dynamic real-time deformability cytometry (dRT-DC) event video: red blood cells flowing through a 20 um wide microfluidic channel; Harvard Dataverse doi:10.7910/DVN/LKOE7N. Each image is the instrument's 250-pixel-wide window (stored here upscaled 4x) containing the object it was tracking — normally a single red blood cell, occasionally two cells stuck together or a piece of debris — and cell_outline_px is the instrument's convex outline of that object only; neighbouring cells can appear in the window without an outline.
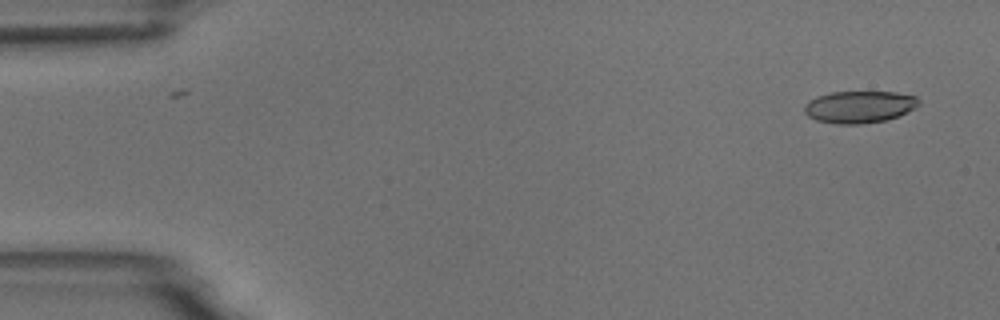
{"species": "common noctule bat (a hibernating species)", "species_latin": "Nyctalus noctula", "temperature_condition": "room temperature", "stored_images_in_passage": 2, "camera_frame_rate_fps": 3000, "um_per_image_px": 0.085, "animal": {"sex": "male", "body_mass_g": 18.8}, "frame": {"image": 1, "passage_image": 2, "time_ms": 1.0, "image_size_px": [1000, 320], "cell_outline_px": [[920, 104], [916, 108], [888, 120], [860, 124], [836, 124], [816, 120], [808, 116], [804, 112], [804, 104], [808, 100], [816, 96], [832, 92], [896, 92], [916, 96], [920, 100]], "centroid_in_image_um": [73.04, 9.08], "position_along_channel_um": 12.0, "area_um2": 21.62}}